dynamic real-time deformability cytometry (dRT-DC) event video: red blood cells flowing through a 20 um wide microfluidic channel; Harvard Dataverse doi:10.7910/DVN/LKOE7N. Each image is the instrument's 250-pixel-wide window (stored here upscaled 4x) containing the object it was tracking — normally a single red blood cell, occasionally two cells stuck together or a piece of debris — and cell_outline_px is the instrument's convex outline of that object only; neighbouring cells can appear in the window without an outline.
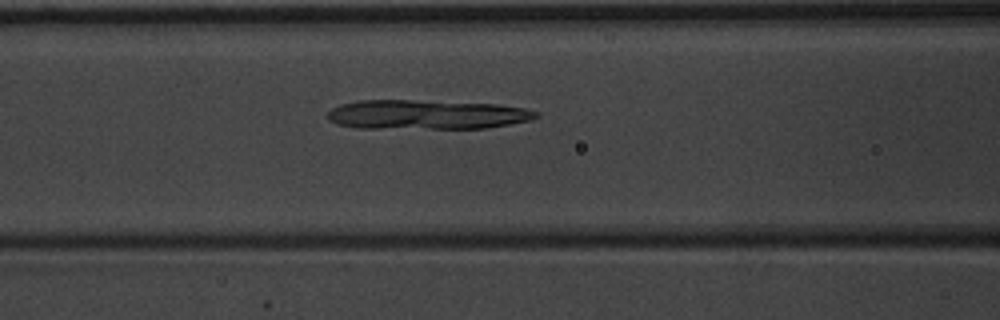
{"species": "common noctule bat (a hibernating species)", "species_latin": "Nyctalus noctula", "temperature_condition": "warm", "stored_images_in_passage": 39, "camera_frame_rate_fps": 3000, "um_per_image_px": 0.085, "animal": {"sex": "male", "body_mass_g": 20.1, "forearm_length_mm": 53.5}, "frame": {"image": 1, "passage_image": 10, "time_ms": 3.0, "image_size_px": [1000, 320], "cell_outline_px": [[540, 116], [528, 120], [488, 128], [356, 128], [336, 124], [328, 120], [328, 112], [332, 108], [340, 104], [356, 100], [412, 100], [496, 104], [524, 108], [536, 112]], "centroid_in_image_um": [36.19, 9.74], "position_along_channel_um": 130.4, "area_um2": 35.66}}
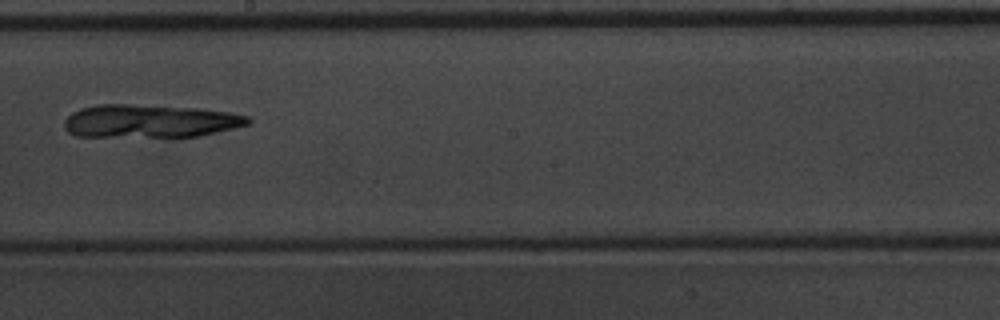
{"frame": {"image": 2, "passage_image": 18, "time_ms": 5.667, "image_size_px": [1000, 320], "cell_outline_px": [[252, 120], [248, 124], [200, 136], [76, 136], [68, 132], [64, 128], [64, 120], [72, 112], [80, 108], [96, 104], [128, 104], [200, 108], [232, 112], [248, 116]], "centroid_in_image_um": [12.73, 10.28], "position_along_channel_um": 235.5, "area_um2": 35.43}}
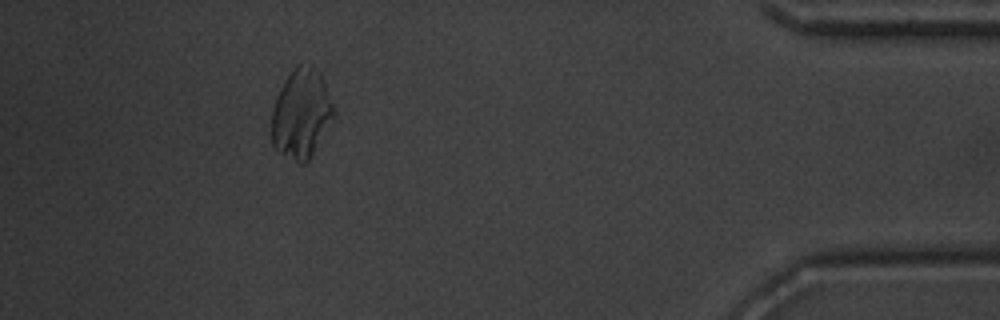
{"frame": {"image": 3, "passage_image": 35, "time_ms": 11.333, "image_size_px": [1000, 320], "cell_outline_px": [[336, 116], [308, 160], [304, 164], [300, 164], [280, 152], [272, 144], [272, 108], [276, 96], [280, 88], [296, 64], [312, 64], [320, 72], [324, 80], [336, 108]], "centroid_in_image_um": [25.65, 9.63], "position_along_channel_um": 409.6, "area_um2": 32.66}}